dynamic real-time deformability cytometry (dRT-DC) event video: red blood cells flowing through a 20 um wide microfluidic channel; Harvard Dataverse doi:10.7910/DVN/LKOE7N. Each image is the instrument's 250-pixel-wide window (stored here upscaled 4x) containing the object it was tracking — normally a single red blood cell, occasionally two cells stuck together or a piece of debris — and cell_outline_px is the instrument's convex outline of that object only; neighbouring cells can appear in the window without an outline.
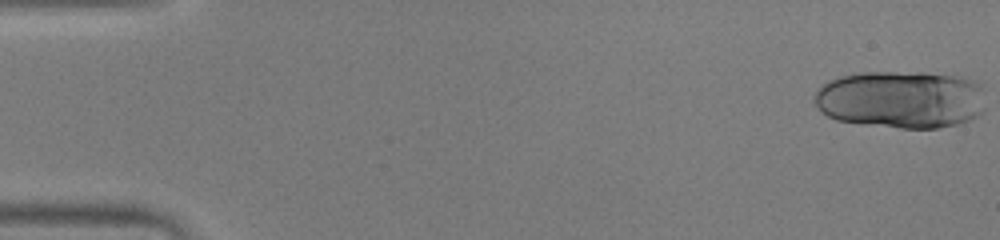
{"species": "human", "species_latin": "Homo sapiens", "temperature_condition": "warm", "stored_images_in_passage": 23, "segment_of_instrument_passage": [1, 2], "camera_frame_rate_fps": 3000, "um_per_image_px": 0.085, "donor": {"sex": "male"}, "frame": {"image": 1, "passage_image": 1, "time_ms": 0.0, "image_size_px": [1000, 240], "cell_outline_px": [[984, 112], [968, 120], [956, 124], [940, 128], [900, 128], [864, 124], [836, 120], [828, 116], [816, 104], [816, 92], [828, 80], [840, 76], [860, 72], [924, 72], [964, 76], [976, 80], [984, 88]], "centroid_in_image_um": [76.66, 8.43], "position_along_channel_um": 8.3, "area_um2": 58.15}}
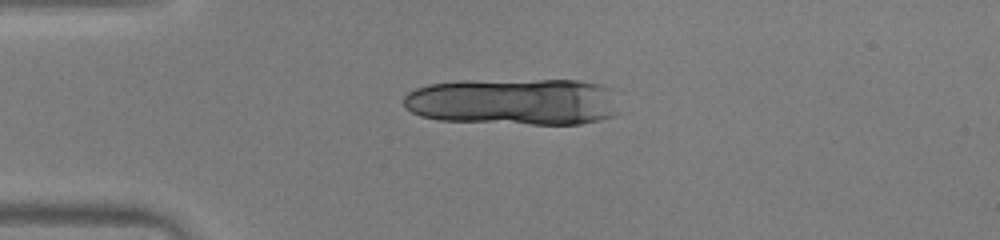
{"frame": {"image": 2, "passage_image": 13, "time_ms": 4.0, "image_size_px": [1000, 240], "cell_outline_px": [[616, 112], [612, 116], [580, 124], [532, 124], [440, 120], [420, 116], [404, 108], [404, 96], [408, 92], [416, 88], [428, 84], [460, 80], [580, 80], [604, 84], [612, 88]], "centroid_in_image_um": [43.63, 8.62], "position_along_channel_um": 41.4, "area_um2": 59.36}}